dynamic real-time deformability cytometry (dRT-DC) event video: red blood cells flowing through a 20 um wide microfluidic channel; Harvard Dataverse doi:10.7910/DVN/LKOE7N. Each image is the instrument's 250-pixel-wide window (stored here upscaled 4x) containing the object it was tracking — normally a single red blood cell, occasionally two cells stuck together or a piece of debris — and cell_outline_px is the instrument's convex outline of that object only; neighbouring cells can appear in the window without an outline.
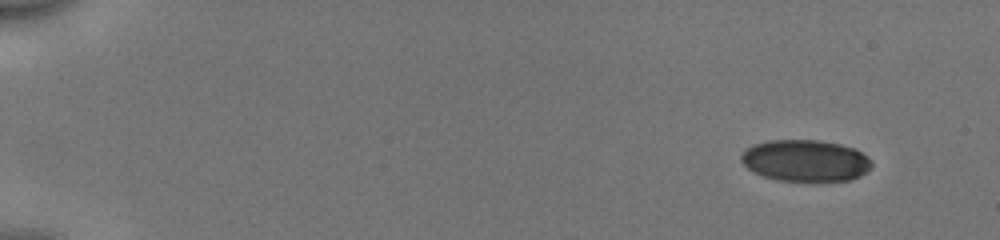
{"species": "human", "species_latin": "Homo sapiens", "temperature_condition": "cold", "stored_images_in_passage": 49, "camera_frame_rate_fps": 3000, "um_per_image_px": 0.085, "donor": {"sex": "male"}, "frame": {"image": 1, "passage_image": 1, "time_ms": 0.0, "image_size_px": [1000, 240], "cell_outline_px": [[872, 164], [860, 176], [848, 180], [776, 180], [764, 176], [748, 168], [740, 160], [740, 156], [752, 144], [768, 140], [816, 140], [840, 144], [856, 148], [868, 156], [872, 160]], "centroid_in_image_um": [68.46, 13.63], "position_along_channel_um": 16.5, "area_um2": 31.39}}
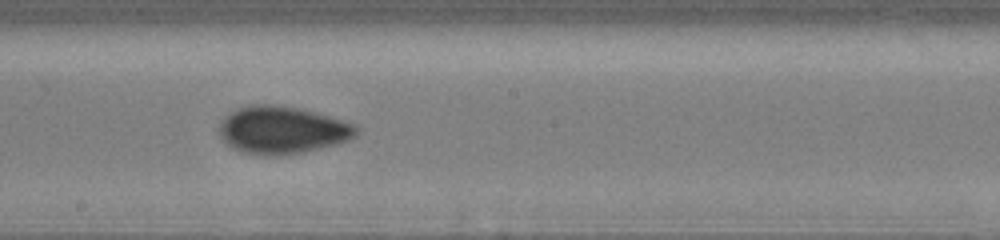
{"frame": {"image": 2, "passage_image": 28, "time_ms": 9.0, "image_size_px": [1000, 240], "cell_outline_px": [[360, 132], [356, 136], [348, 140], [304, 152], [280, 156], [268, 156], [244, 152], [232, 148], [220, 136], [220, 120], [224, 116], [248, 104], [272, 104], [296, 108], [316, 112], [356, 124], [360, 128]], "centroid_in_image_um": [24.01, 11.05], "position_along_channel_um": 224.2, "area_um2": 37.97}}
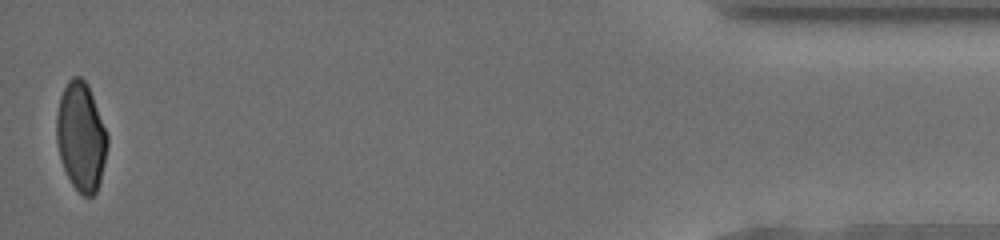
{"frame": {"image": 3, "passage_image": 49, "time_ms": 16.0, "image_size_px": [1000, 240], "cell_outline_px": [[108, 144], [100, 180], [96, 192], [92, 196], [84, 196], [72, 184], [64, 168], [60, 156], [56, 140], [56, 116], [60, 96], [68, 80], [72, 76], [80, 76], [88, 84], [108, 136]], "centroid_in_image_um": [6.88, 11.58], "position_along_channel_um": 428.3, "area_um2": 31.96}, "authors_computed_cell_mechanics": {"area_um2": 34.4488, "velocity_mm_per_s": 3.9824, "shape_relaxation_time_tau1_ms": 6.6021, "shape_relaxation_time_tau2_ms": 0.7816, "deformation_change_tau1": 0.125, "deformation_change_tau2": 0.0362}}